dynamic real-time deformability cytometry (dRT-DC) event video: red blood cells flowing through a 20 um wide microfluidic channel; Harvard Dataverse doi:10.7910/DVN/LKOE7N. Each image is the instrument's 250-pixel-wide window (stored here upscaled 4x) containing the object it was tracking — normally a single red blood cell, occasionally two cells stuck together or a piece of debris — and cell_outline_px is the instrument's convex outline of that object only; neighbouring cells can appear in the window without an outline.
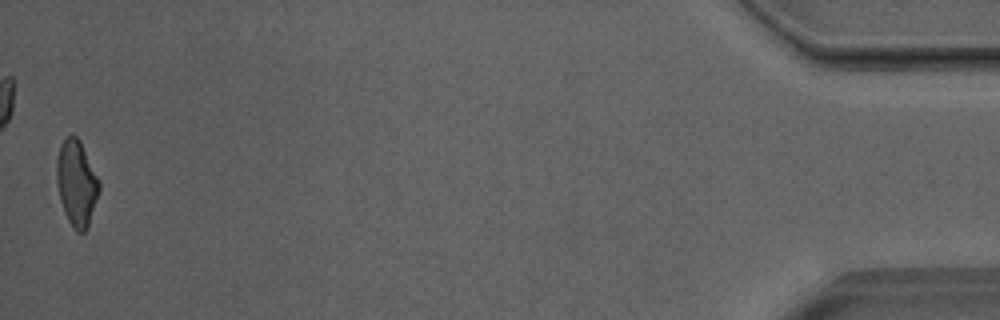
{"species": "Egyptian fruit bat (a non-hibernating species)", "species_latin": "Rousettus aegyptiacus", "temperature_condition": "room temperature", "stored_images_in_passage": 51, "camera_frame_rate_fps": 3000, "um_per_image_px": 0.085, "animal": {"sex": "male"}, "frame": {"image": 1, "passage_image": 51, "time_ms": 16.667, "image_size_px": [1000, 320], "cell_outline_px": [[100, 188], [88, 228], [84, 232], [76, 232], [72, 228], [64, 212], [60, 200], [56, 180], [56, 160], [60, 144], [64, 136], [72, 132], [80, 140], [100, 180]], "centroid_in_image_um": [6.5, 15.53], "position_along_channel_um": 428.7, "area_um2": 21.73}, "authors_computed_cell_mechanics": {"area_um2": 22.1952, "velocity_mm_per_s": 4.0174, "shape_relaxation_time_tau1_ms": 10.7434, "shape_relaxation_time_tau2_ms": 2.0112, "deformation_change_tau1": 0.2506, "deformation_change_tau2": 0.096}}